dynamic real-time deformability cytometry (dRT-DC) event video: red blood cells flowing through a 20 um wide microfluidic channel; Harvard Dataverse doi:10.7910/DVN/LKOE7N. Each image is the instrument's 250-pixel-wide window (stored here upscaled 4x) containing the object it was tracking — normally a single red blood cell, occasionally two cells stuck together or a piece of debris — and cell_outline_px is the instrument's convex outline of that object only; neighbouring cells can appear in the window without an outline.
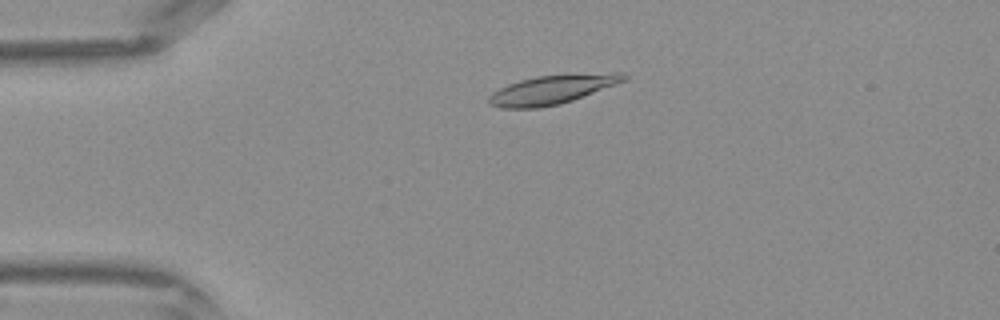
{"species": "Egyptian fruit bat (a non-hibernating species)", "species_latin": "Rousettus aegyptiacus", "temperature_condition": "warm", "stored_images_in_passage": 42, "camera_frame_rate_fps": 3000, "um_per_image_px": 0.085, "frame": {"image": 1, "passage_image": 9, "time_ms": 2.667, "image_size_px": [1000, 320], "cell_outline_px": [[628, 80], [572, 100], [560, 104], [540, 108], [500, 108], [488, 104], [488, 96], [492, 92], [508, 84], [520, 80], [536, 76], [612, 72], [620, 72], [628, 76]], "centroid_in_image_um": [46.93, 7.61], "position_along_channel_um": 38.1, "area_um2": 22.89}}
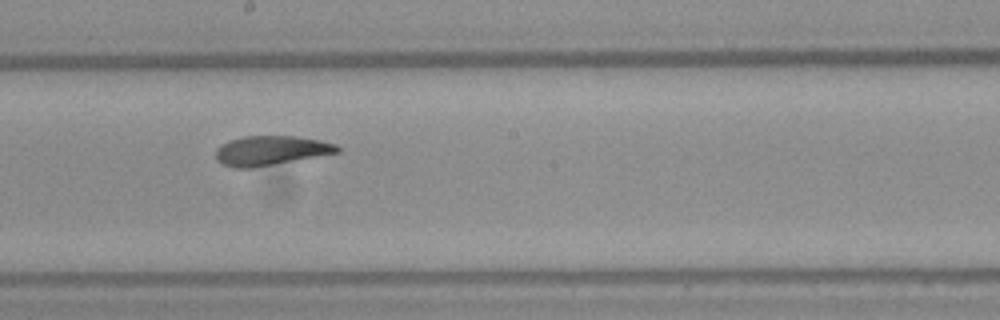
{"frame": {"image": 2, "passage_image": 23, "time_ms": 7.333, "image_size_px": [1000, 320], "cell_outline_px": [[340, 152], [252, 168], [236, 168], [224, 164], [216, 160], [216, 148], [228, 140], [244, 136], [296, 136], [320, 140], [336, 144], [340, 148]], "centroid_in_image_um": [23.01, 12.79], "position_along_channel_um": 225.2, "area_um2": 20.81}}
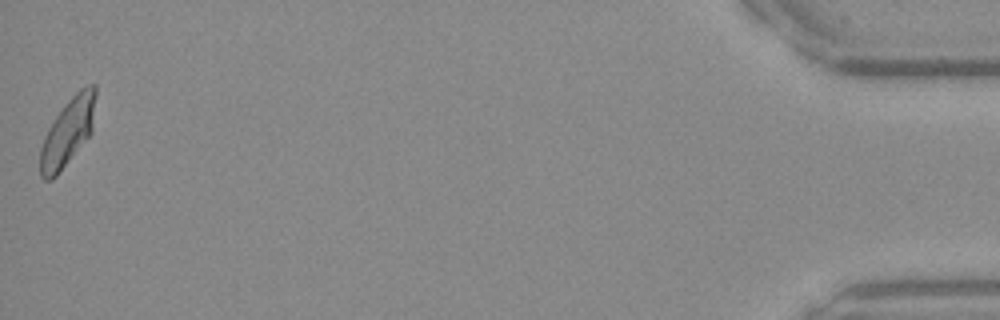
{"frame": {"image": 3, "passage_image": 42, "time_ms": 13.667, "image_size_px": [1000, 320], "cell_outline_px": [[96, 96], [92, 132], [56, 176], [52, 180], [44, 180], [40, 176], [40, 148], [44, 136], [48, 128], [64, 104], [80, 88], [88, 84], [96, 84]], "centroid_in_image_um": [5.76, 11.2], "position_along_channel_um": 429.4, "area_um2": 21.79}}